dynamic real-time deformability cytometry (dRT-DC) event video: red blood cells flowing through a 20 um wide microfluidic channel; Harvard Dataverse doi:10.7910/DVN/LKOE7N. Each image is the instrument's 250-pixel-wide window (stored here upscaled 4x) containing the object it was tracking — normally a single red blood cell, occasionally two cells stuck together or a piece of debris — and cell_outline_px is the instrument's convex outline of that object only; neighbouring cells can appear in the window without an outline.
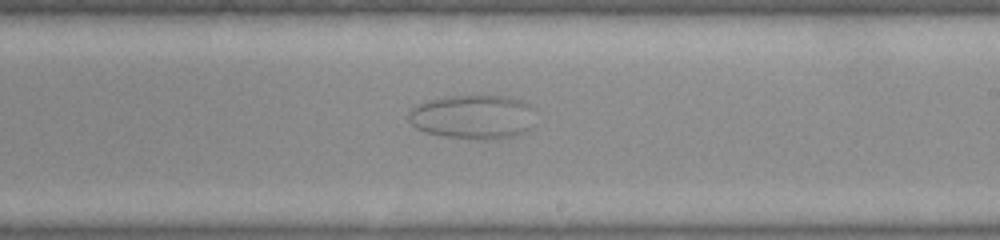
{"species": "common noctule bat (a hibernating species)", "species_latin": "Nyctalus noctula", "temperature_condition": "warm", "stored_images_in_passage": 30, "camera_frame_rate_fps": 3000, "um_per_image_px": 0.085, "animal": {"sex": "female", "body_mass_g": 22.0, "forearm_length_mm": 56.7}, "frame": {"image": 1, "passage_image": 13, "time_ms": 4.0, "image_size_px": [1000, 240], "cell_outline_px": [[532, 128], [528, 132], [516, 136], [492, 140], [468, 140], [444, 136], [424, 132], [416, 128], [408, 120], [408, 112], [412, 108], [428, 100], [448, 96], [508, 96], [520, 100], [528, 104]], "centroid_in_image_um": [40.17, 9.97], "position_along_channel_um": 248.8, "area_um2": 32.83}}